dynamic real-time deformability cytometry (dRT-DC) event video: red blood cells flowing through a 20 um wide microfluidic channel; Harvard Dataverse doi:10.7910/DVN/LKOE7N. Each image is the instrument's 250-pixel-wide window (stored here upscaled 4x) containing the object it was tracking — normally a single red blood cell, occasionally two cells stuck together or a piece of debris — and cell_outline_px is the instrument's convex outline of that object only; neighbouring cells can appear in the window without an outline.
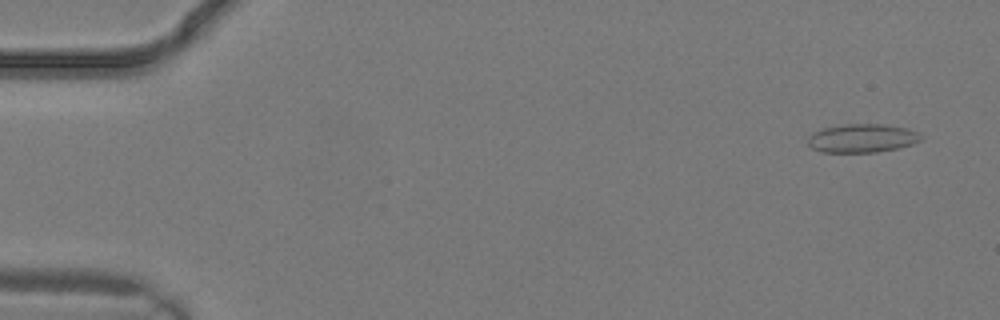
{"species": "common noctule bat (a hibernating species)", "species_latin": "Nyctalus noctula", "temperature_condition": "warm", "stored_images_in_passage": 3, "camera_frame_rate_fps": 3000, "um_per_image_px": 0.085, "animal": {"sex": "male", "body_mass_g": 19.2, "forearm_length_mm": 51.8}, "frame": {"image": 1, "passage_image": 1, "time_ms": 0.0, "image_size_px": [1000, 320], "cell_outline_px": [[924, 136], [920, 140], [912, 144], [896, 148], [876, 152], [820, 152], [812, 148], [808, 144], [808, 136], [812, 132], [824, 128], [848, 124], [884, 124], [908, 128], [920, 132]], "centroid_in_image_um": [73.3, 11.74], "position_along_channel_um": 11.7, "area_um2": 18.9}}
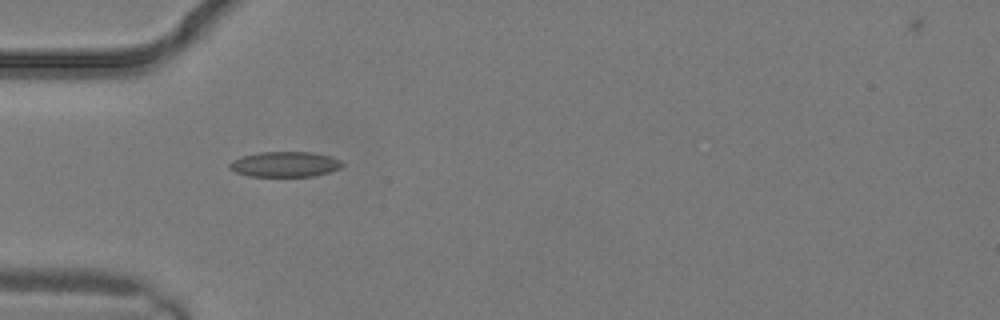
{"frame": {"image": 2, "passage_image": 3, "time_ms": 0.667, "image_size_px": [1000, 320], "cell_outline_px": [[344, 164], [340, 168], [316, 176], [248, 176], [236, 172], [228, 168], [228, 164], [232, 160], [240, 156], [260, 152], [312, 152], [332, 156], [340, 160]], "centroid_in_image_um": [24.2, 13.95], "position_along_channel_um": 60.8, "area_um2": 16.76}}